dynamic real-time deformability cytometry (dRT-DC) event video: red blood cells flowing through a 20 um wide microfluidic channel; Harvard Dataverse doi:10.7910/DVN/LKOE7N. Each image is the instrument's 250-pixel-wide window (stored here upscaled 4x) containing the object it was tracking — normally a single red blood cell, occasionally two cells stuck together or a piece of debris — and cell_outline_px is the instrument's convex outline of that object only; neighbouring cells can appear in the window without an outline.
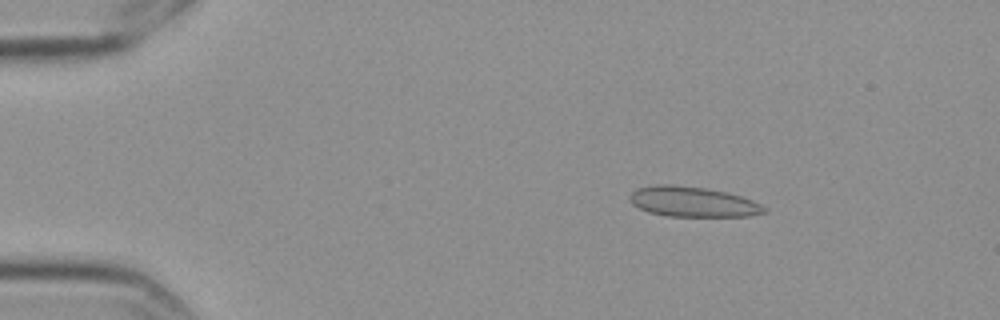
{"species": "Egyptian fruit bat (a non-hibernating species)", "species_latin": "Rousettus aegyptiacus", "temperature_condition": "cold", "stored_images_in_passage": 5, "camera_frame_rate_fps": 3000, "um_per_image_px": 0.085, "frame": {"image": 1, "passage_image": 2, "time_ms": 0.333, "image_size_px": [1000, 320], "cell_outline_px": [[768, 212], [748, 216], [668, 216], [648, 212], [632, 204], [632, 192], [636, 188], [652, 184], [672, 184], [704, 188], [728, 192], [752, 200], [768, 208]], "centroid_in_image_um": [58.91, 17.15], "position_along_channel_um": 26.1, "area_um2": 23.64}}
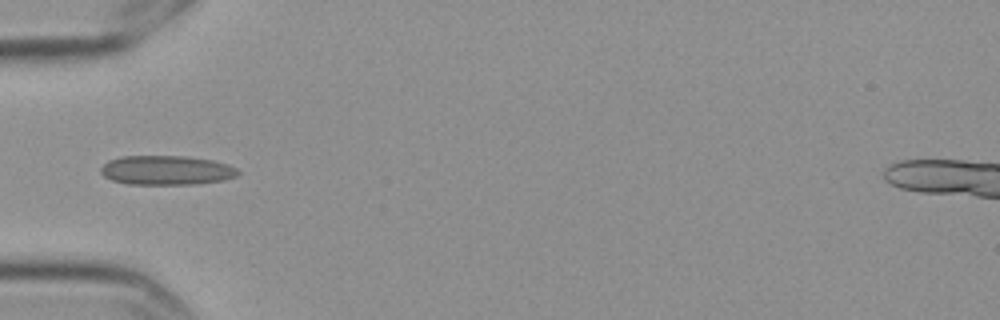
{"frame": {"image": 2, "passage_image": 5, "time_ms": 1.333, "image_size_px": [1000, 320], "cell_outline_px": [[240, 172], [236, 176], [224, 180], [192, 184], [128, 184], [112, 180], [104, 176], [100, 172], [100, 168], [108, 160], [120, 156], [184, 156], [212, 160], [228, 164], [236, 168]], "centroid_in_image_um": [14.13, 14.46], "position_along_channel_um": 70.9, "area_um2": 23.47}}